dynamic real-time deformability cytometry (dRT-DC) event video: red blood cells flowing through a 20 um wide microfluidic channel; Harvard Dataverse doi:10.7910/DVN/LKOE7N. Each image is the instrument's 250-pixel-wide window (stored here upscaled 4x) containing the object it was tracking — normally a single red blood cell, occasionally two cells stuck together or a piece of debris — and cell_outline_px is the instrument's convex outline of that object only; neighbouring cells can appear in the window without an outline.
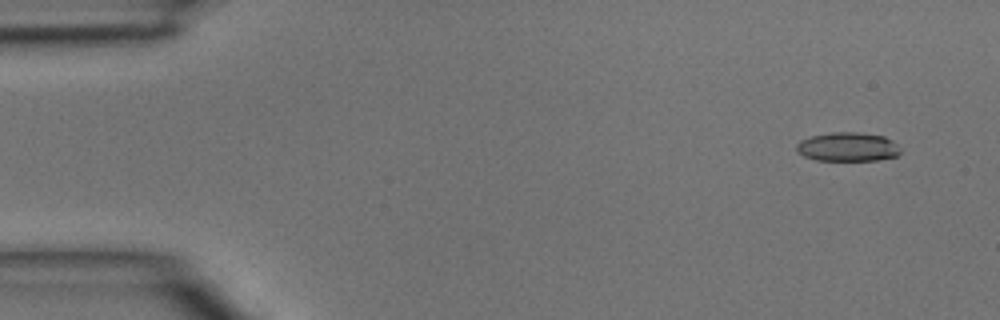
{"species": "common noctule bat (a hibernating species)", "species_latin": "Nyctalus noctula", "temperature_condition": "room temperature", "stored_images_in_passage": 4, "camera_frame_rate_fps": 3000, "um_per_image_px": 0.085, "animal": {"sex": "male", "body_mass_g": 15.6}, "frame": {"image": 1, "passage_image": 1, "time_ms": 0.0, "image_size_px": [1000, 320], "cell_outline_px": [[900, 152], [896, 156], [876, 160], [816, 160], [804, 156], [796, 148], [796, 144], [800, 140], [812, 136], [832, 132], [860, 132], [884, 136], [892, 140], [900, 148]], "centroid_in_image_um": [72.06, 12.47], "position_along_channel_um": 12.9, "area_um2": 17.46}}
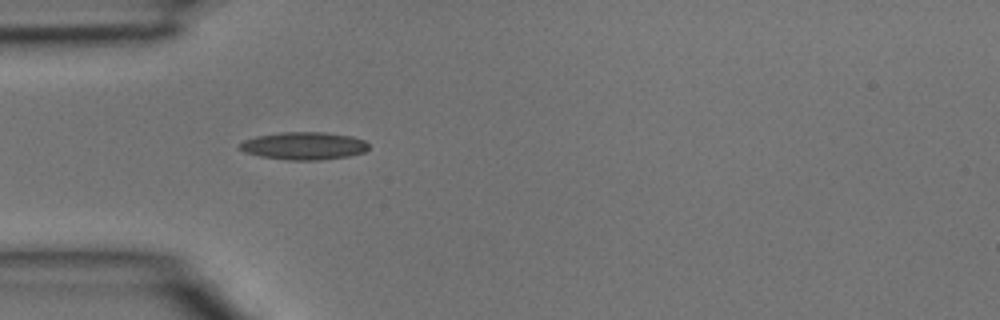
{"frame": {"image": 2, "passage_image": 4, "time_ms": 1.0, "image_size_px": [1000, 320], "cell_outline_px": [[368, 148], [364, 152], [348, 156], [320, 160], [288, 160], [260, 156], [244, 152], [240, 148], [240, 144], [244, 140], [256, 136], [280, 132], [324, 132], [352, 136], [364, 140], [368, 144]], "centroid_in_image_um": [25.83, 12.39], "position_along_channel_um": 59.2, "area_um2": 20.75}}